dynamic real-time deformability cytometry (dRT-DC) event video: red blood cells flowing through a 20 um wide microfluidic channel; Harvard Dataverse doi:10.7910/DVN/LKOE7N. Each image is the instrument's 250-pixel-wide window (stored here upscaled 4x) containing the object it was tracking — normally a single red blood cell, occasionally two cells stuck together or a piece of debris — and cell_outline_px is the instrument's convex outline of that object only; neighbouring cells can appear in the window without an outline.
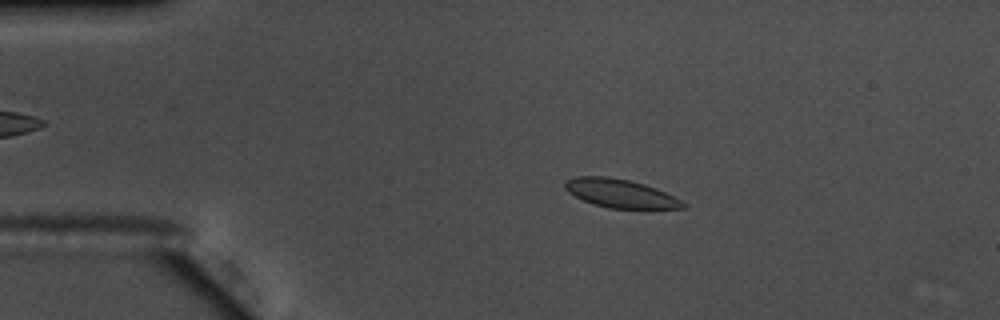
{"species": "common noctule bat (a hibernating species)", "species_latin": "Nyctalus noctula", "temperature_condition": "warm", "stored_images_in_passage": 56, "camera_frame_rate_fps": 3000, "um_per_image_px": 0.085, "animal": {"sex": "male", "body_mass_g": 17.5, "forearm_length_mm": 52.3}, "frame": {"image": 1, "passage_image": 11, "time_ms": 3.333, "image_size_px": [1000, 320], "cell_outline_px": [[684, 208], [608, 208], [584, 200], [568, 192], [564, 188], [564, 180], [576, 176], [608, 176], [628, 180], [644, 184], [656, 188], [680, 200], [684, 204]], "centroid_in_image_um": [52.66, 16.42], "position_along_channel_um": 32.3, "area_um2": 19.25}}
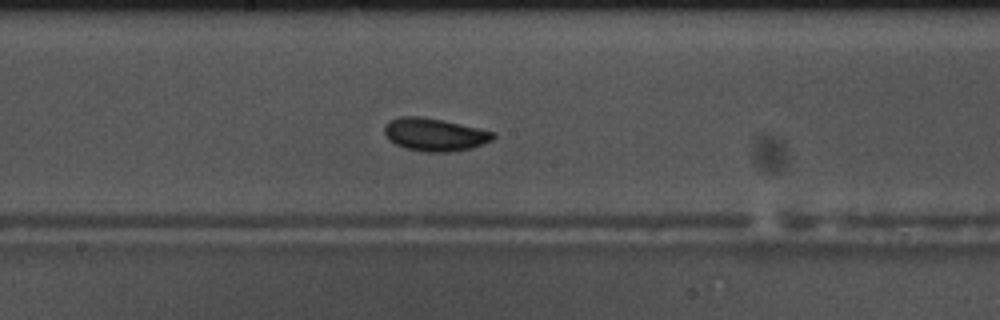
{"frame": {"image": 2, "passage_image": 30, "time_ms": 9.667, "image_size_px": [1000, 320], "cell_outline_px": [[496, 136], [492, 140], [472, 148], [448, 152], [424, 152], [404, 148], [388, 140], [384, 132], [384, 128], [388, 120], [400, 116], [420, 116], [444, 120], [496, 132]], "centroid_in_image_um": [36.93, 11.43], "position_along_channel_um": 211.3, "area_um2": 21.04}}
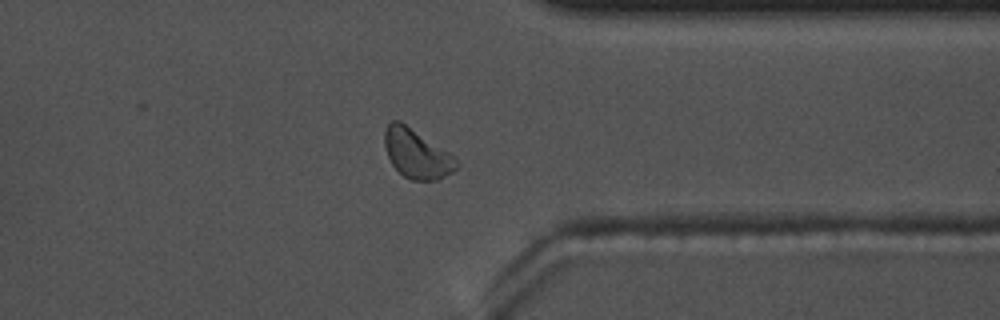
{"frame": {"image": 3, "passage_image": 44, "time_ms": 14.333, "image_size_px": [1000, 320], "cell_outline_px": [[456, 168], [452, 172], [436, 180], [412, 180], [404, 176], [392, 164], [388, 156], [384, 144], [384, 132], [388, 124], [392, 120], [400, 120], [456, 156]], "centroid_in_image_um": [35.41, 13.04], "position_along_channel_um": 376.0, "area_um2": 20.46}}